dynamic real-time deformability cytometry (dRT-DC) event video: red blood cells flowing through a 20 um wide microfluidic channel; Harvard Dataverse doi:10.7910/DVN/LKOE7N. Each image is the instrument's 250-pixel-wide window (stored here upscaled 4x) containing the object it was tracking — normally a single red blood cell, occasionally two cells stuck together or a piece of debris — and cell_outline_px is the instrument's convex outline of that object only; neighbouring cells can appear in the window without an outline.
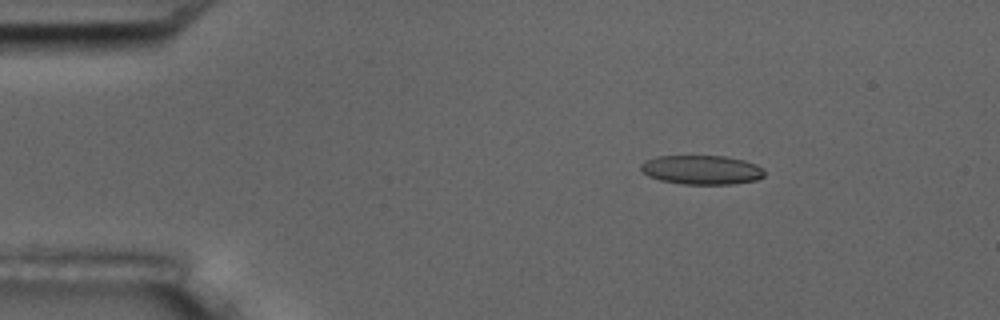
{"species": "common noctule bat (a hibernating species)", "species_latin": "Nyctalus noctula", "temperature_condition": "room temperature", "stored_images_in_passage": 5, "camera_frame_rate_fps": 3000, "um_per_image_px": 0.085, "animal": {"sex": "male", "body_mass_g": 17.5, "forearm_length_mm": 52.3}, "frame": {"image": 1, "passage_image": 3, "time_ms": 2.333, "image_size_px": [1000, 320], "cell_outline_px": [[764, 176], [756, 180], [732, 184], [680, 184], [660, 180], [648, 176], [640, 168], [640, 164], [644, 160], [656, 156], [724, 156], [744, 160], [756, 164], [764, 168]], "centroid_in_image_um": [59.63, 14.43], "position_along_channel_um": 25.4, "area_um2": 21.15}}